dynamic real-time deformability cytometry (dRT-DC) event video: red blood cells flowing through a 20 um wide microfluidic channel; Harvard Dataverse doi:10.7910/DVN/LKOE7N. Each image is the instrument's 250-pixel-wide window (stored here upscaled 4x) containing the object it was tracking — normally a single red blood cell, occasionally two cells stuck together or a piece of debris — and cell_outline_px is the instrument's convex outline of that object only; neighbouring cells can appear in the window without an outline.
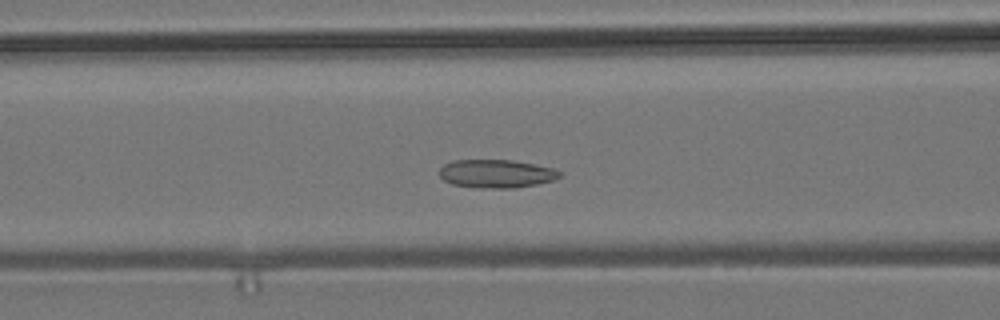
{"species": "common noctule bat (a hibernating species)", "species_latin": "Nyctalus noctula", "temperature_condition": "room temperature", "stored_images_in_passage": 51, "camera_frame_rate_fps": 3000, "um_per_image_px": 0.085, "animal": {"sex": "male", "body_mass_g": 19.2, "forearm_length_mm": 51.8}, "frame": {"image": 1, "passage_image": 18, "time_ms": 5.667, "image_size_px": [1000, 320], "cell_outline_px": [[560, 176], [552, 180], [536, 184], [512, 188], [492, 188], [452, 184], [444, 180], [440, 176], [440, 168], [444, 164], [452, 160], [512, 160], [552, 168], [560, 172]], "centroid_in_image_um": [42.15, 14.75], "position_along_channel_um": 124.4, "area_um2": 19.42}}
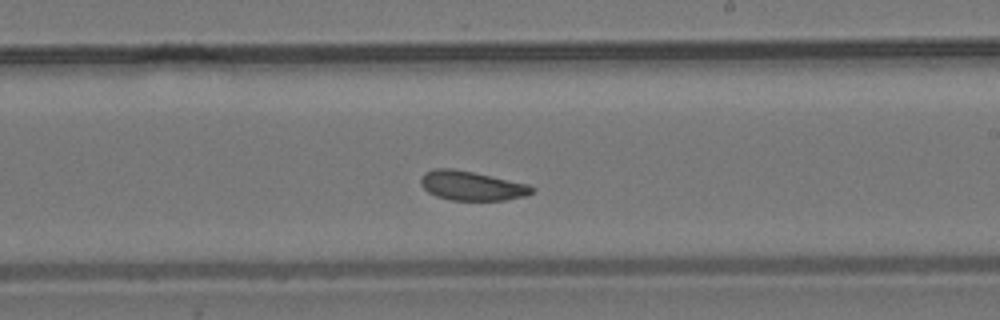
{"frame": {"image": 2, "passage_image": 28, "time_ms": 9.0, "image_size_px": [1000, 320], "cell_outline_px": [[536, 188], [532, 192], [524, 196], [504, 200], [452, 200], [436, 196], [428, 192], [420, 184], [420, 176], [424, 172], [436, 168], [452, 168], [472, 172], [528, 184]], "centroid_in_image_um": [40.05, 15.78], "position_along_channel_um": 248.9, "area_um2": 18.9}}
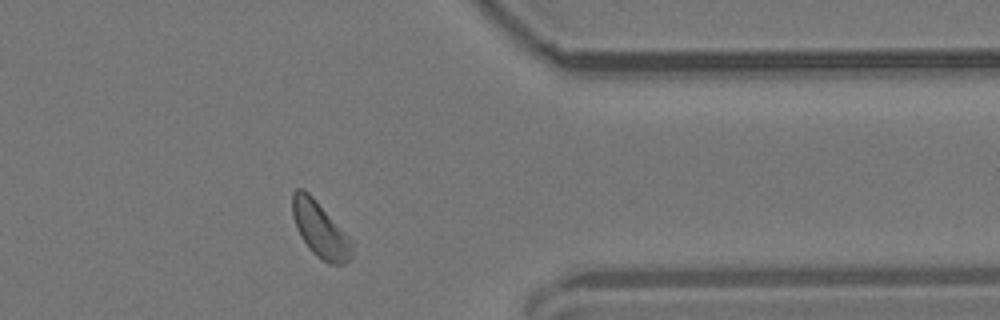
{"frame": {"image": 3, "passage_image": 40, "time_ms": 13.0, "image_size_px": [1000, 320], "cell_outline_px": [[352, 256], [344, 264], [328, 264], [320, 260], [308, 248], [300, 236], [296, 228], [292, 216], [292, 192], [296, 188], [304, 188], [312, 196], [352, 240]], "centroid_in_image_um": [27.18, 19.52], "position_along_channel_um": 384.2, "area_um2": 19.36}, "authors_computed_cell_mechanics": {"area_um2": 19.4786, "velocity_mm_per_s": 3.7364, "shape_relaxation_time_tau1_ms": null, "shape_relaxation_time_tau2_ms": 4.2361, "deformation_change_tau1": null, "deformation_change_tau2": 0.1009}}